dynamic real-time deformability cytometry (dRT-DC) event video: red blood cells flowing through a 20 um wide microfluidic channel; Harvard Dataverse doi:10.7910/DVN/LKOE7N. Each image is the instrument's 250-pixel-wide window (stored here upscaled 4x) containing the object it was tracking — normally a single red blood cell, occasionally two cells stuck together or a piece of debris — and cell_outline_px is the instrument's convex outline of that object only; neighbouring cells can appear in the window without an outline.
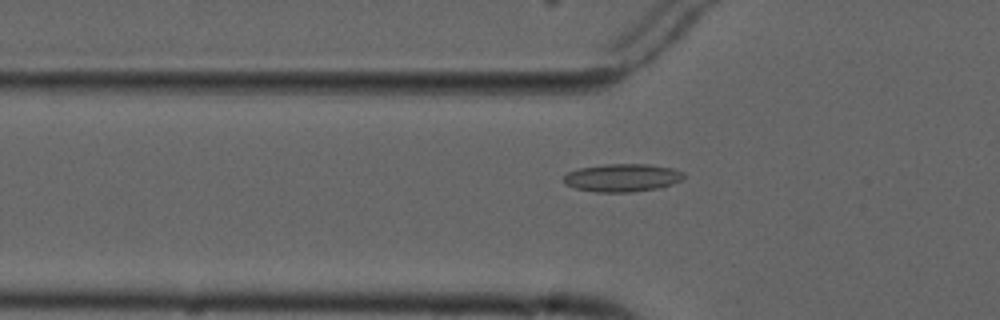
{"species": "common noctule bat (a hibernating species)", "species_latin": "Nyctalus noctula", "temperature_condition": "cold", "stored_images_in_passage": 6, "segment_of_instrument_passage": [2, 2], "camera_frame_rate_fps": 3000, "um_per_image_px": 0.085, "animal": {"sex": "male", "forearm_length_mm": 52.5}, "frame": {"image": 1, "passage_image": 6, "time_ms": 7.333, "image_size_px": [1000, 320], "cell_outline_px": [[684, 176], [680, 180], [672, 184], [660, 188], [632, 192], [596, 192], [576, 188], [564, 184], [564, 176], [568, 172], [580, 168], [604, 164], [648, 164], [672, 168], [684, 172]], "centroid_in_image_um": [52.9, 15.11], "position_along_channel_um": 72.9, "area_um2": 19.54}}